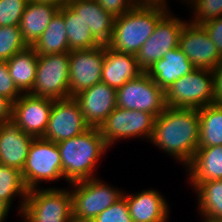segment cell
I'll use <instances>...</instances> for the list:
<instances>
[{
	"label": "cell",
	"instance_id": "cell-1",
	"mask_svg": "<svg viewBox=\"0 0 222 222\" xmlns=\"http://www.w3.org/2000/svg\"><path fill=\"white\" fill-rule=\"evenodd\" d=\"M199 133L197 109L167 107L156 117L150 141L186 167L198 148Z\"/></svg>",
	"mask_w": 222,
	"mask_h": 222
},
{
	"label": "cell",
	"instance_id": "cell-2",
	"mask_svg": "<svg viewBox=\"0 0 222 222\" xmlns=\"http://www.w3.org/2000/svg\"><path fill=\"white\" fill-rule=\"evenodd\" d=\"M65 180L72 184L95 178L96 164L109 148L99 128L90 127L84 133L57 143Z\"/></svg>",
	"mask_w": 222,
	"mask_h": 222
},
{
	"label": "cell",
	"instance_id": "cell-3",
	"mask_svg": "<svg viewBox=\"0 0 222 222\" xmlns=\"http://www.w3.org/2000/svg\"><path fill=\"white\" fill-rule=\"evenodd\" d=\"M169 11L162 5L136 4L128 12L115 17L113 34L107 46L136 55Z\"/></svg>",
	"mask_w": 222,
	"mask_h": 222
},
{
	"label": "cell",
	"instance_id": "cell-4",
	"mask_svg": "<svg viewBox=\"0 0 222 222\" xmlns=\"http://www.w3.org/2000/svg\"><path fill=\"white\" fill-rule=\"evenodd\" d=\"M167 107L203 108L214 103L213 71L194 69L165 90Z\"/></svg>",
	"mask_w": 222,
	"mask_h": 222
},
{
	"label": "cell",
	"instance_id": "cell-5",
	"mask_svg": "<svg viewBox=\"0 0 222 222\" xmlns=\"http://www.w3.org/2000/svg\"><path fill=\"white\" fill-rule=\"evenodd\" d=\"M21 215L25 222H69L72 216L71 191L56 187L31 189Z\"/></svg>",
	"mask_w": 222,
	"mask_h": 222
},
{
	"label": "cell",
	"instance_id": "cell-6",
	"mask_svg": "<svg viewBox=\"0 0 222 222\" xmlns=\"http://www.w3.org/2000/svg\"><path fill=\"white\" fill-rule=\"evenodd\" d=\"M21 173L28 190L38 188V183L42 181H58L63 178L62 161L57 143L42 137L34 138Z\"/></svg>",
	"mask_w": 222,
	"mask_h": 222
},
{
	"label": "cell",
	"instance_id": "cell-7",
	"mask_svg": "<svg viewBox=\"0 0 222 222\" xmlns=\"http://www.w3.org/2000/svg\"><path fill=\"white\" fill-rule=\"evenodd\" d=\"M69 52L38 55L36 79L28 93L53 100L70 98Z\"/></svg>",
	"mask_w": 222,
	"mask_h": 222
},
{
	"label": "cell",
	"instance_id": "cell-8",
	"mask_svg": "<svg viewBox=\"0 0 222 222\" xmlns=\"http://www.w3.org/2000/svg\"><path fill=\"white\" fill-rule=\"evenodd\" d=\"M71 186L72 215L80 219L93 220L123 196L120 189L105 184L97 177L72 183Z\"/></svg>",
	"mask_w": 222,
	"mask_h": 222
},
{
	"label": "cell",
	"instance_id": "cell-9",
	"mask_svg": "<svg viewBox=\"0 0 222 222\" xmlns=\"http://www.w3.org/2000/svg\"><path fill=\"white\" fill-rule=\"evenodd\" d=\"M154 114L116 107L99 127L107 146L119 139L142 137L150 141L155 123Z\"/></svg>",
	"mask_w": 222,
	"mask_h": 222
},
{
	"label": "cell",
	"instance_id": "cell-10",
	"mask_svg": "<svg viewBox=\"0 0 222 222\" xmlns=\"http://www.w3.org/2000/svg\"><path fill=\"white\" fill-rule=\"evenodd\" d=\"M117 107L127 110H140L156 117L166 108L165 91L157 86L146 72L128 80L117 90Z\"/></svg>",
	"mask_w": 222,
	"mask_h": 222
},
{
	"label": "cell",
	"instance_id": "cell-11",
	"mask_svg": "<svg viewBox=\"0 0 222 222\" xmlns=\"http://www.w3.org/2000/svg\"><path fill=\"white\" fill-rule=\"evenodd\" d=\"M170 11L158 22L153 34L136 54L139 67L146 72L170 50L179 46V36L186 24Z\"/></svg>",
	"mask_w": 222,
	"mask_h": 222
},
{
	"label": "cell",
	"instance_id": "cell-12",
	"mask_svg": "<svg viewBox=\"0 0 222 222\" xmlns=\"http://www.w3.org/2000/svg\"><path fill=\"white\" fill-rule=\"evenodd\" d=\"M90 126L74 97L54 100L46 131L42 138L51 142L73 138L84 133Z\"/></svg>",
	"mask_w": 222,
	"mask_h": 222
},
{
	"label": "cell",
	"instance_id": "cell-13",
	"mask_svg": "<svg viewBox=\"0 0 222 222\" xmlns=\"http://www.w3.org/2000/svg\"><path fill=\"white\" fill-rule=\"evenodd\" d=\"M104 45L69 52V95L74 97L101 82Z\"/></svg>",
	"mask_w": 222,
	"mask_h": 222
},
{
	"label": "cell",
	"instance_id": "cell-14",
	"mask_svg": "<svg viewBox=\"0 0 222 222\" xmlns=\"http://www.w3.org/2000/svg\"><path fill=\"white\" fill-rule=\"evenodd\" d=\"M179 47L197 69L213 70L222 62L216 44L202 25L187 22L179 36Z\"/></svg>",
	"mask_w": 222,
	"mask_h": 222
},
{
	"label": "cell",
	"instance_id": "cell-15",
	"mask_svg": "<svg viewBox=\"0 0 222 222\" xmlns=\"http://www.w3.org/2000/svg\"><path fill=\"white\" fill-rule=\"evenodd\" d=\"M53 102V99L22 94L13 103L12 122L34 138L43 137Z\"/></svg>",
	"mask_w": 222,
	"mask_h": 222
},
{
	"label": "cell",
	"instance_id": "cell-16",
	"mask_svg": "<svg viewBox=\"0 0 222 222\" xmlns=\"http://www.w3.org/2000/svg\"><path fill=\"white\" fill-rule=\"evenodd\" d=\"M84 121L90 127L99 128L106 117L117 107V91L104 82L83 90L74 96Z\"/></svg>",
	"mask_w": 222,
	"mask_h": 222
},
{
	"label": "cell",
	"instance_id": "cell-17",
	"mask_svg": "<svg viewBox=\"0 0 222 222\" xmlns=\"http://www.w3.org/2000/svg\"><path fill=\"white\" fill-rule=\"evenodd\" d=\"M104 54L101 82L109 87L117 90L144 72L138 65L136 55L111 49L107 45H104Z\"/></svg>",
	"mask_w": 222,
	"mask_h": 222
},
{
	"label": "cell",
	"instance_id": "cell-18",
	"mask_svg": "<svg viewBox=\"0 0 222 222\" xmlns=\"http://www.w3.org/2000/svg\"><path fill=\"white\" fill-rule=\"evenodd\" d=\"M129 213L133 222H167L169 207L164 197L156 190L125 194Z\"/></svg>",
	"mask_w": 222,
	"mask_h": 222
},
{
	"label": "cell",
	"instance_id": "cell-19",
	"mask_svg": "<svg viewBox=\"0 0 222 222\" xmlns=\"http://www.w3.org/2000/svg\"><path fill=\"white\" fill-rule=\"evenodd\" d=\"M34 137L13 122L0 125V164L22 171Z\"/></svg>",
	"mask_w": 222,
	"mask_h": 222
},
{
	"label": "cell",
	"instance_id": "cell-20",
	"mask_svg": "<svg viewBox=\"0 0 222 222\" xmlns=\"http://www.w3.org/2000/svg\"><path fill=\"white\" fill-rule=\"evenodd\" d=\"M67 5L88 24L94 38L101 45L110 42L115 17L96 0H69Z\"/></svg>",
	"mask_w": 222,
	"mask_h": 222
},
{
	"label": "cell",
	"instance_id": "cell-21",
	"mask_svg": "<svg viewBox=\"0 0 222 222\" xmlns=\"http://www.w3.org/2000/svg\"><path fill=\"white\" fill-rule=\"evenodd\" d=\"M196 69L185 53L176 47L148 68L146 74L164 91L180 77Z\"/></svg>",
	"mask_w": 222,
	"mask_h": 222
},
{
	"label": "cell",
	"instance_id": "cell-22",
	"mask_svg": "<svg viewBox=\"0 0 222 222\" xmlns=\"http://www.w3.org/2000/svg\"><path fill=\"white\" fill-rule=\"evenodd\" d=\"M189 184L195 188L199 183L222 179V146L197 148L191 162L186 166Z\"/></svg>",
	"mask_w": 222,
	"mask_h": 222
},
{
	"label": "cell",
	"instance_id": "cell-23",
	"mask_svg": "<svg viewBox=\"0 0 222 222\" xmlns=\"http://www.w3.org/2000/svg\"><path fill=\"white\" fill-rule=\"evenodd\" d=\"M58 7L37 1H28L19 23L23 41L32 47L46 30Z\"/></svg>",
	"mask_w": 222,
	"mask_h": 222
},
{
	"label": "cell",
	"instance_id": "cell-24",
	"mask_svg": "<svg viewBox=\"0 0 222 222\" xmlns=\"http://www.w3.org/2000/svg\"><path fill=\"white\" fill-rule=\"evenodd\" d=\"M6 62L9 75L15 86L22 94H28L36 79L38 54L32 47H27Z\"/></svg>",
	"mask_w": 222,
	"mask_h": 222
},
{
	"label": "cell",
	"instance_id": "cell-25",
	"mask_svg": "<svg viewBox=\"0 0 222 222\" xmlns=\"http://www.w3.org/2000/svg\"><path fill=\"white\" fill-rule=\"evenodd\" d=\"M32 48L38 55L70 52L64 22V6L55 13L46 30Z\"/></svg>",
	"mask_w": 222,
	"mask_h": 222
},
{
	"label": "cell",
	"instance_id": "cell-26",
	"mask_svg": "<svg viewBox=\"0 0 222 222\" xmlns=\"http://www.w3.org/2000/svg\"><path fill=\"white\" fill-rule=\"evenodd\" d=\"M198 148L222 146V105L215 103L199 108Z\"/></svg>",
	"mask_w": 222,
	"mask_h": 222
},
{
	"label": "cell",
	"instance_id": "cell-27",
	"mask_svg": "<svg viewBox=\"0 0 222 222\" xmlns=\"http://www.w3.org/2000/svg\"><path fill=\"white\" fill-rule=\"evenodd\" d=\"M64 22L70 51L90 49L101 45L94 38L88 24L68 5L64 6Z\"/></svg>",
	"mask_w": 222,
	"mask_h": 222
},
{
	"label": "cell",
	"instance_id": "cell-28",
	"mask_svg": "<svg viewBox=\"0 0 222 222\" xmlns=\"http://www.w3.org/2000/svg\"><path fill=\"white\" fill-rule=\"evenodd\" d=\"M194 189L203 220L222 218V179L201 182Z\"/></svg>",
	"mask_w": 222,
	"mask_h": 222
},
{
	"label": "cell",
	"instance_id": "cell-29",
	"mask_svg": "<svg viewBox=\"0 0 222 222\" xmlns=\"http://www.w3.org/2000/svg\"><path fill=\"white\" fill-rule=\"evenodd\" d=\"M28 191L19 169L0 164V201L10 208L14 197L19 195L22 199L19 208L21 215Z\"/></svg>",
	"mask_w": 222,
	"mask_h": 222
},
{
	"label": "cell",
	"instance_id": "cell-30",
	"mask_svg": "<svg viewBox=\"0 0 222 222\" xmlns=\"http://www.w3.org/2000/svg\"><path fill=\"white\" fill-rule=\"evenodd\" d=\"M27 47L19 26H0V61H7Z\"/></svg>",
	"mask_w": 222,
	"mask_h": 222
},
{
	"label": "cell",
	"instance_id": "cell-31",
	"mask_svg": "<svg viewBox=\"0 0 222 222\" xmlns=\"http://www.w3.org/2000/svg\"><path fill=\"white\" fill-rule=\"evenodd\" d=\"M186 2L192 4V9H194V18L189 21L193 24L203 25L222 17V0H186Z\"/></svg>",
	"mask_w": 222,
	"mask_h": 222
},
{
	"label": "cell",
	"instance_id": "cell-32",
	"mask_svg": "<svg viewBox=\"0 0 222 222\" xmlns=\"http://www.w3.org/2000/svg\"><path fill=\"white\" fill-rule=\"evenodd\" d=\"M29 0H0V26H19Z\"/></svg>",
	"mask_w": 222,
	"mask_h": 222
},
{
	"label": "cell",
	"instance_id": "cell-33",
	"mask_svg": "<svg viewBox=\"0 0 222 222\" xmlns=\"http://www.w3.org/2000/svg\"><path fill=\"white\" fill-rule=\"evenodd\" d=\"M94 222H133L130 216L127 200L122 196L118 201L101 212L93 219Z\"/></svg>",
	"mask_w": 222,
	"mask_h": 222
},
{
	"label": "cell",
	"instance_id": "cell-34",
	"mask_svg": "<svg viewBox=\"0 0 222 222\" xmlns=\"http://www.w3.org/2000/svg\"><path fill=\"white\" fill-rule=\"evenodd\" d=\"M22 93L15 86L8 71L6 61H0V96L9 99L14 103Z\"/></svg>",
	"mask_w": 222,
	"mask_h": 222
},
{
	"label": "cell",
	"instance_id": "cell-35",
	"mask_svg": "<svg viewBox=\"0 0 222 222\" xmlns=\"http://www.w3.org/2000/svg\"><path fill=\"white\" fill-rule=\"evenodd\" d=\"M101 7L114 17L121 16L128 12L136 4V0H96Z\"/></svg>",
	"mask_w": 222,
	"mask_h": 222
},
{
	"label": "cell",
	"instance_id": "cell-36",
	"mask_svg": "<svg viewBox=\"0 0 222 222\" xmlns=\"http://www.w3.org/2000/svg\"><path fill=\"white\" fill-rule=\"evenodd\" d=\"M202 26L206 30L211 41L216 44L222 57V17L209 21Z\"/></svg>",
	"mask_w": 222,
	"mask_h": 222
},
{
	"label": "cell",
	"instance_id": "cell-37",
	"mask_svg": "<svg viewBox=\"0 0 222 222\" xmlns=\"http://www.w3.org/2000/svg\"><path fill=\"white\" fill-rule=\"evenodd\" d=\"M214 103L222 105V62L213 70Z\"/></svg>",
	"mask_w": 222,
	"mask_h": 222
},
{
	"label": "cell",
	"instance_id": "cell-38",
	"mask_svg": "<svg viewBox=\"0 0 222 222\" xmlns=\"http://www.w3.org/2000/svg\"><path fill=\"white\" fill-rule=\"evenodd\" d=\"M13 103L0 96V125L12 122Z\"/></svg>",
	"mask_w": 222,
	"mask_h": 222
},
{
	"label": "cell",
	"instance_id": "cell-39",
	"mask_svg": "<svg viewBox=\"0 0 222 222\" xmlns=\"http://www.w3.org/2000/svg\"><path fill=\"white\" fill-rule=\"evenodd\" d=\"M29 1H37V2H43L46 4H51L60 9L63 6L67 5L69 0H29Z\"/></svg>",
	"mask_w": 222,
	"mask_h": 222
},
{
	"label": "cell",
	"instance_id": "cell-40",
	"mask_svg": "<svg viewBox=\"0 0 222 222\" xmlns=\"http://www.w3.org/2000/svg\"><path fill=\"white\" fill-rule=\"evenodd\" d=\"M137 4L162 5L168 6L166 0H136Z\"/></svg>",
	"mask_w": 222,
	"mask_h": 222
},
{
	"label": "cell",
	"instance_id": "cell-41",
	"mask_svg": "<svg viewBox=\"0 0 222 222\" xmlns=\"http://www.w3.org/2000/svg\"><path fill=\"white\" fill-rule=\"evenodd\" d=\"M10 208L0 201V222H4L6 219L7 215L9 214Z\"/></svg>",
	"mask_w": 222,
	"mask_h": 222
},
{
	"label": "cell",
	"instance_id": "cell-42",
	"mask_svg": "<svg viewBox=\"0 0 222 222\" xmlns=\"http://www.w3.org/2000/svg\"><path fill=\"white\" fill-rule=\"evenodd\" d=\"M69 222H94L93 220H88V219H80L76 218L73 215L70 217Z\"/></svg>",
	"mask_w": 222,
	"mask_h": 222
},
{
	"label": "cell",
	"instance_id": "cell-43",
	"mask_svg": "<svg viewBox=\"0 0 222 222\" xmlns=\"http://www.w3.org/2000/svg\"><path fill=\"white\" fill-rule=\"evenodd\" d=\"M204 222H222V218H220V219H209V220H205Z\"/></svg>",
	"mask_w": 222,
	"mask_h": 222
}]
</instances>
